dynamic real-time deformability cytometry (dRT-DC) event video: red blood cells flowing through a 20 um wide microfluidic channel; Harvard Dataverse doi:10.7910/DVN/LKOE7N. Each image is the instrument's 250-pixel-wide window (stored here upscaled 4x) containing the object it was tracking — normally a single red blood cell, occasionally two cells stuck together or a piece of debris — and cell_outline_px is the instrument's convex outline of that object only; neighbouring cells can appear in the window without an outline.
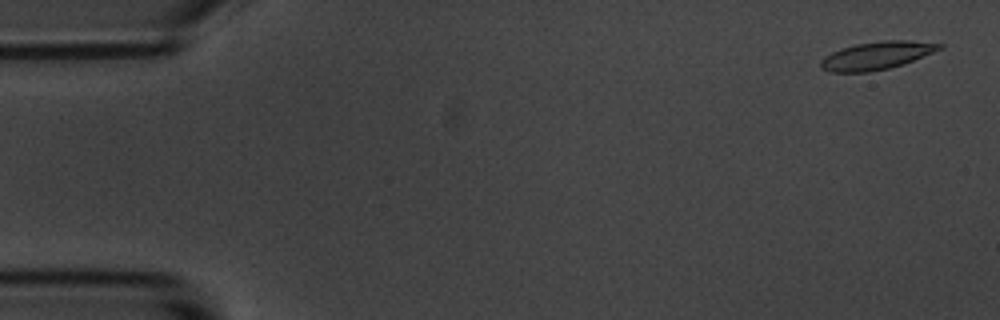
{"species": "common noctule bat (a hibernating species)", "species_latin": "Nyctalus noctula", "temperature_condition": "room temperature", "stored_images_in_passage": 5, "camera_frame_rate_fps": 3000, "um_per_image_px": 0.085, "animal": {"sex": "male", "body_mass_g": 20.1, "forearm_length_mm": 53.5}, "frame": {"image": 1, "passage_image": 1, "time_ms": 0.0, "image_size_px": [1000, 320], "cell_outline_px": [[944, 48], [912, 60], [888, 68], [868, 72], [828, 72], [820, 68], [820, 60], [824, 56], [840, 48], [856, 44], [884, 40], [908, 40], [944, 44]], "centroid_in_image_um": [74.47, 4.71], "position_along_channel_um": 10.5, "area_um2": 19.19}}
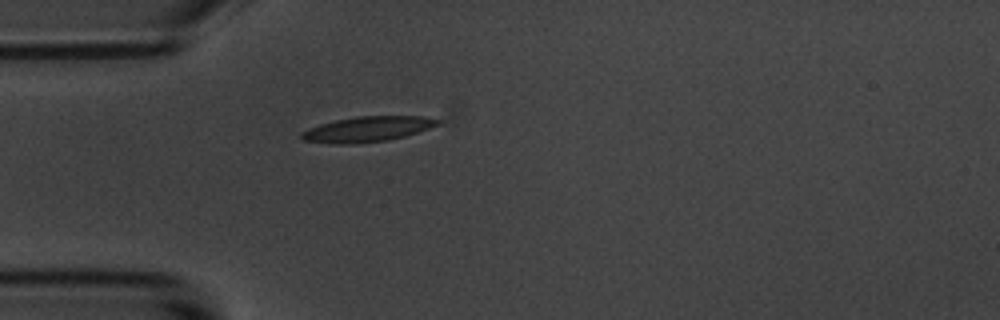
{"frame": {"image": 2, "passage_image": 5, "time_ms": 4.667, "image_size_px": [1000, 320], "cell_outline_px": [[440, 124], [404, 136], [388, 140], [348, 144], [328, 144], [304, 140], [300, 136], [300, 132], [308, 128], [320, 124], [336, 120], [356, 116], [424, 116], [440, 120]], "centroid_in_image_um": [31.18, 10.98], "position_along_channel_um": 53.8, "area_um2": 20.0}}